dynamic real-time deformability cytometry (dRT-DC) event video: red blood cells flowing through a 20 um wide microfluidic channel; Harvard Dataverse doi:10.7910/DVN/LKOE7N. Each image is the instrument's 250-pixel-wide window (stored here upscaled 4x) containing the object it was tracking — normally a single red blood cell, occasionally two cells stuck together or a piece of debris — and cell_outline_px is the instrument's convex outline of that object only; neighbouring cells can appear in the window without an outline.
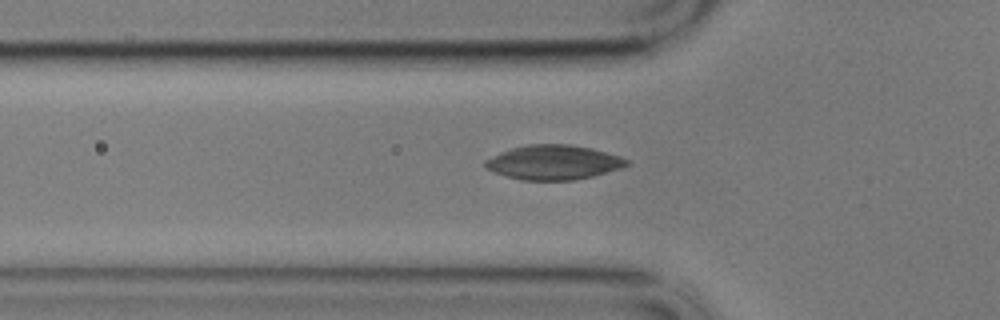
{"species": "common noctule bat (a hibernating species)", "species_latin": "Nyctalus noctula", "temperature_condition": "cold", "stored_images_in_passage": 38, "camera_frame_rate_fps": 3000, "um_per_image_px": 0.085, "animal": {"sex": "male", "body_mass_g": 17.9}, "frame": {"image": 1, "passage_image": 5, "time_ms": 1.333, "image_size_px": [1000, 320], "cell_outline_px": [[632, 164], [624, 168], [592, 176], [572, 180], [520, 180], [496, 172], [488, 168], [484, 164], [484, 160], [500, 152], [512, 148], [528, 144], [572, 144], [592, 148], [620, 156], [628, 160]], "centroid_in_image_um": [47.11, 13.79], "position_along_channel_um": 78.7, "area_um2": 28.5}}
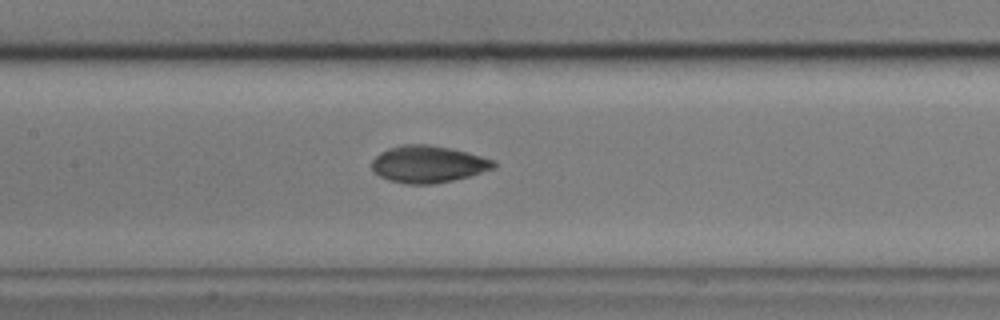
{"frame": {"image": 2, "passage_image": 13, "time_ms": 4.0, "image_size_px": [1000, 320], "cell_outline_px": [[496, 168], [468, 176], [452, 180], [432, 184], [408, 184], [388, 180], [380, 176], [372, 168], [372, 160], [380, 152], [388, 148], [404, 144], [428, 144], [452, 148], [468, 152], [496, 160]], "centroid_in_image_um": [36.41, 13.94], "position_along_channel_um": 171.0, "area_um2": 26.36}}
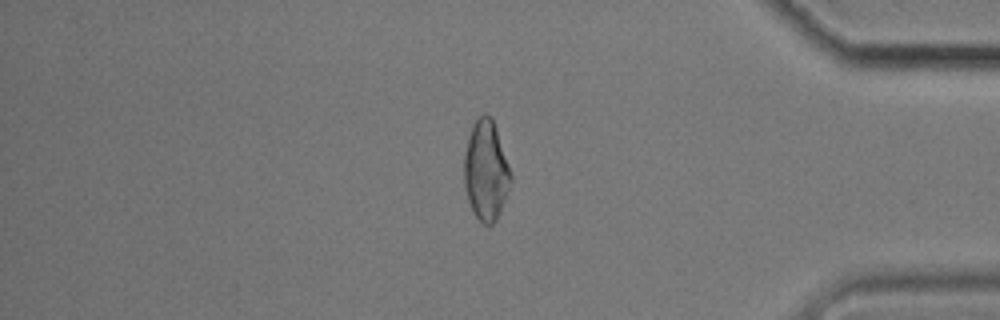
{"frame": {"image": 3, "passage_image": 35, "time_ms": 11.333, "image_size_px": [1000, 320], "cell_outline_px": [[512, 184], [496, 220], [492, 224], [484, 224], [476, 216], [468, 200], [464, 184], [464, 152], [468, 136], [472, 124], [484, 112], [492, 116], [512, 172]], "centroid_in_image_um": [41.32, 14.45], "position_along_channel_um": 393.9, "area_um2": 27.46}}